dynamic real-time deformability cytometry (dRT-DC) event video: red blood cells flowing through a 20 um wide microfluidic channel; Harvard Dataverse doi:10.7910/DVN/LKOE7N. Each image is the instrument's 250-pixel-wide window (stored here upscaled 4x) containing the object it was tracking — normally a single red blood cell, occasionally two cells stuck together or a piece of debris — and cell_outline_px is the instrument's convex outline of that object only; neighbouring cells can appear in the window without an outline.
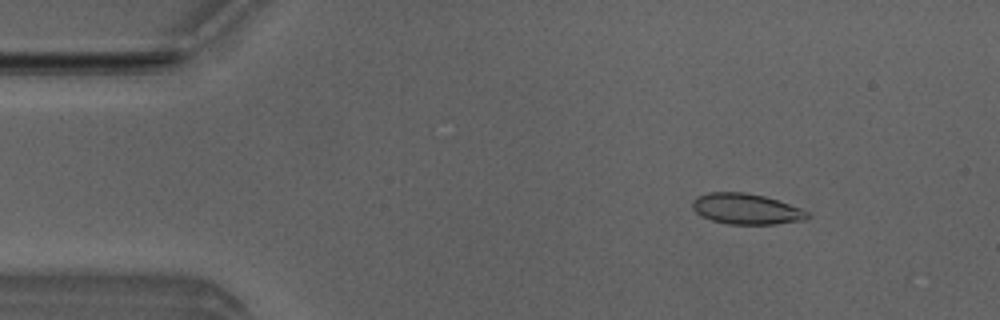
{"species": "Egyptian fruit bat (a non-hibernating species)", "species_latin": "Rousettus aegyptiacus", "temperature_condition": "room temperature", "stored_images_in_passage": 44, "camera_frame_rate_fps": 3000, "um_per_image_px": 0.085, "animal": {"sex": "male"}, "frame": {"image": 1, "passage_image": 6, "time_ms": 1.667, "image_size_px": [1000, 320], "cell_outline_px": [[808, 216], [804, 220], [776, 224], [728, 224], [712, 220], [700, 216], [692, 208], [692, 200], [696, 196], [708, 192], [744, 192], [764, 196], [800, 208], [808, 212]], "centroid_in_image_um": [63.37, 17.76], "position_along_channel_um": 21.6, "area_um2": 20.52}}
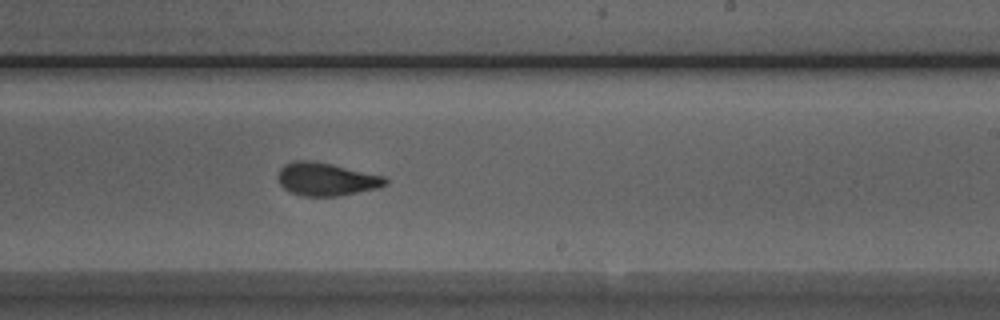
{"frame": {"image": 2, "passage_image": 30, "time_ms": 9.667, "image_size_px": [1000, 320], "cell_outline_px": [[388, 184], [380, 188], [340, 196], [304, 196], [292, 192], [284, 188], [280, 184], [276, 176], [280, 168], [284, 164], [296, 160], [308, 160], [332, 164], [384, 176], [388, 180]], "centroid_in_image_um": [27.74, 15.23], "position_along_channel_um": 261.3, "area_um2": 20.81}}
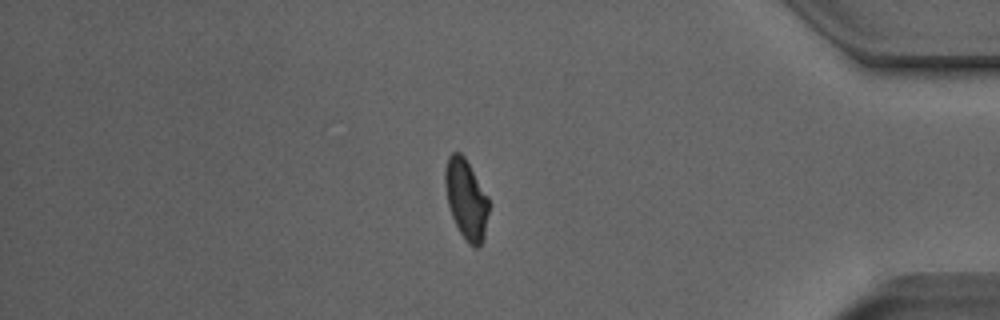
{"frame": {"image": 3, "passage_image": 43, "time_ms": 14.0, "image_size_px": [1000, 320], "cell_outline_px": [[488, 212], [484, 236], [480, 244], [476, 248], [472, 248], [468, 244], [460, 232], [452, 216], [448, 204], [444, 184], [444, 172], [448, 156], [452, 152], [460, 152], [464, 156], [488, 196]], "centroid_in_image_um": [39.61, 16.92], "position_along_channel_um": 395.6, "area_um2": 20.23}}